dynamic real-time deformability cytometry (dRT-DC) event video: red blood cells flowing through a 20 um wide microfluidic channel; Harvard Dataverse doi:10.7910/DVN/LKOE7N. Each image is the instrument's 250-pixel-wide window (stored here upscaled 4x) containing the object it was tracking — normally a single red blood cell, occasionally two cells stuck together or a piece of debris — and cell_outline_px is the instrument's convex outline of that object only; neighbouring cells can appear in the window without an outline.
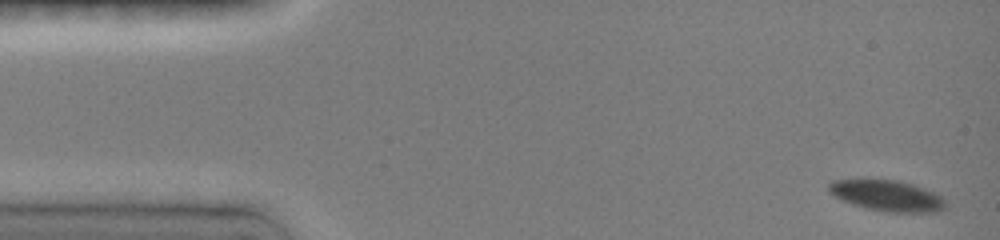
{"species": "common noctule bat (a hibernating species)", "species_latin": "Nyctalus noctula", "temperature_condition": "room temperature", "stored_images_in_passage": 50, "camera_frame_rate_fps": 3000, "um_per_image_px": 0.085, "animal": {"sex": "female", "body_mass_g": 19.0, "forearm_length_mm": 51.5}, "frame": {"image": 1, "passage_image": 1, "time_ms": 0.0, "image_size_px": [1000, 240], "cell_outline_px": [[948, 208], [940, 212], [888, 212], [864, 208], [852, 204], [836, 196], [828, 188], [828, 184], [832, 180], [860, 176], [896, 180], [912, 184], [924, 188], [940, 196], [944, 200]], "centroid_in_image_um": [75.37, 16.59], "position_along_channel_um": 9.6, "area_um2": 21.73}}
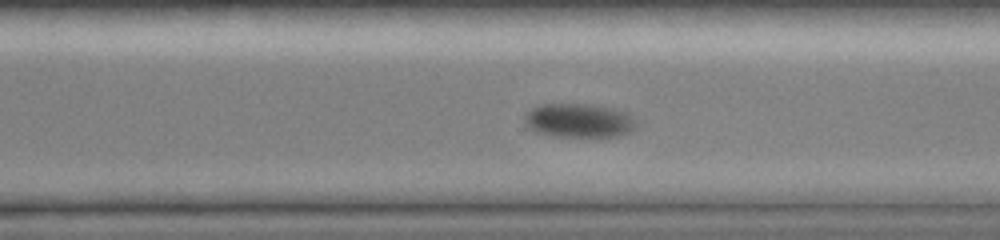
{"frame": {"image": 2, "passage_image": 35, "time_ms": 11.333, "image_size_px": [1000, 240], "cell_outline_px": [[636, 128], [632, 132], [624, 136], [552, 136], [536, 132], [524, 124], [524, 116], [532, 108], [540, 104], [588, 104], [612, 108], [628, 112], [636, 120]], "centroid_in_image_um": [49.25, 10.25], "position_along_channel_um": 321.4, "area_um2": 22.37}}
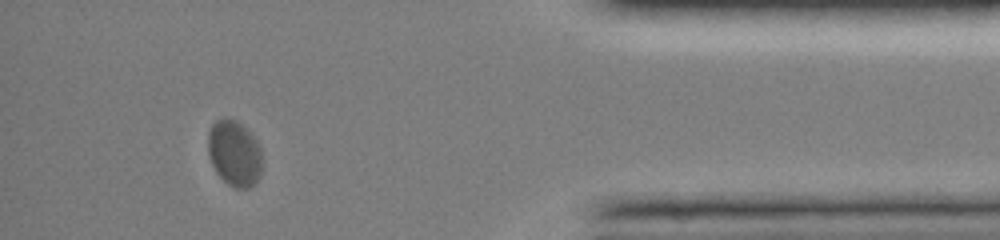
{"frame": {"image": 3, "passage_image": 45, "time_ms": 14.667, "image_size_px": [1000, 240], "cell_outline_px": [[264, 160], [260, 176], [248, 188], [236, 188], [228, 184], [216, 172], [208, 156], [208, 132], [212, 124], [216, 120], [224, 116], [236, 120], [252, 132], [260, 144]], "centroid_in_image_um": [19.95, 12.99], "position_along_channel_um": 415.2, "area_um2": 21.39}, "authors_computed_cell_mechanics": {"area_um2": 22.253, "velocity_mm_per_s": 3.7616, "shape_relaxation_time_tau1_ms": 1.0721, "shape_relaxation_time_tau2_ms": null, "deformation_change_tau1": 0.0783, "deformation_change_tau2": null}}